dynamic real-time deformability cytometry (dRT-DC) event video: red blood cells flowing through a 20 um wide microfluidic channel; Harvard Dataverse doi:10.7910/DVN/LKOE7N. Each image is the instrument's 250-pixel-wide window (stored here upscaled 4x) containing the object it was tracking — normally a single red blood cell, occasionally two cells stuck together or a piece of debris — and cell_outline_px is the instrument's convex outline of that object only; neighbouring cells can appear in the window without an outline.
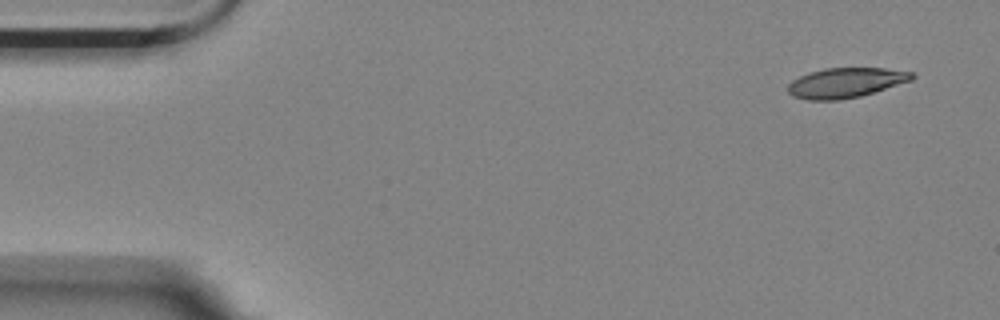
{"species": "Egyptian fruit bat (a non-hibernating species)", "species_latin": "Rousettus aegyptiacus", "temperature_condition": "room temperature", "stored_images_in_passage": 6, "segment_of_instrument_passage": [1, 2], "camera_frame_rate_fps": 3000, "um_per_image_px": 0.085, "animal": {"sex": "female"}, "frame": {"image": 1, "passage_image": 1, "time_ms": 0.0, "image_size_px": [1000, 320], "cell_outline_px": [[916, 76], [912, 80], [860, 96], [840, 100], [808, 100], [792, 96], [788, 92], [788, 84], [792, 80], [808, 72], [824, 68], [884, 68], [912, 72]], "centroid_in_image_um": [71.86, 7.03], "position_along_channel_um": 13.1, "area_um2": 21.62}}
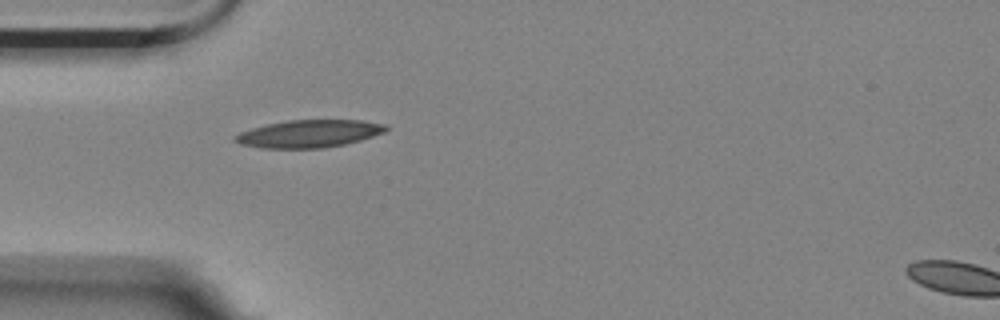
{"frame": {"image": 2, "passage_image": 5, "time_ms": 1.333, "image_size_px": [1000, 320], "cell_outline_px": [[388, 128], [384, 132], [360, 140], [344, 144], [320, 148], [260, 148], [240, 144], [232, 140], [240, 132], [252, 128], [268, 124], [288, 120], [364, 120], [388, 124]], "centroid_in_image_um": [26.28, 11.36], "position_along_channel_um": 58.7, "area_um2": 24.16}}